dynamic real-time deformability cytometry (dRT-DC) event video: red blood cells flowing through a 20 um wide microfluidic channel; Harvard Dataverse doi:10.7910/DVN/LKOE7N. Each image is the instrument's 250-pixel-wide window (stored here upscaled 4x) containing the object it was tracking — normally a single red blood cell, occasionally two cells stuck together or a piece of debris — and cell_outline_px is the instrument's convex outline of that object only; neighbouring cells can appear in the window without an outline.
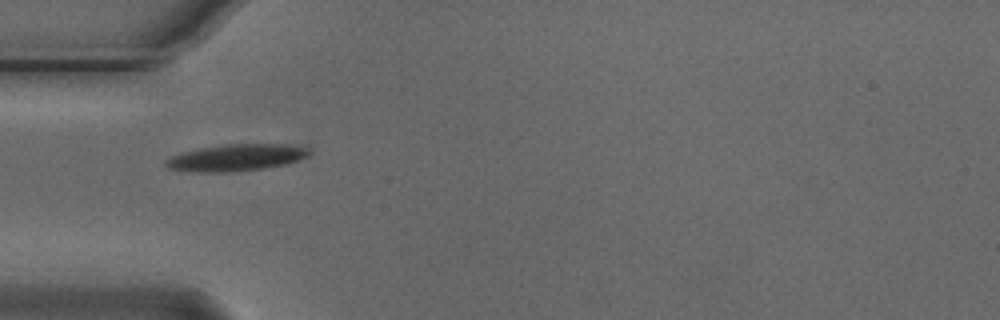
{"species": "Egyptian fruit bat (a non-hibernating species)", "species_latin": "Rousettus aegyptiacus", "temperature_condition": "cold", "stored_images_in_passage": 1, "camera_frame_rate_fps": 3000, "um_per_image_px": 0.085, "animal": {"sex": "male"}, "frame": {"image": 1, "passage_image": 1, "time_ms": 0.0, "image_size_px": [1000, 320], "cell_outline_px": [[312, 152], [308, 156], [284, 164], [260, 168], [232, 172], [200, 172], [168, 168], [164, 164], [164, 160], [180, 152], [200, 148], [224, 144], [288, 144], [308, 148]], "centroid_in_image_um": [20.05, 13.38], "position_along_channel_um": 65.0, "area_um2": 22.2}}